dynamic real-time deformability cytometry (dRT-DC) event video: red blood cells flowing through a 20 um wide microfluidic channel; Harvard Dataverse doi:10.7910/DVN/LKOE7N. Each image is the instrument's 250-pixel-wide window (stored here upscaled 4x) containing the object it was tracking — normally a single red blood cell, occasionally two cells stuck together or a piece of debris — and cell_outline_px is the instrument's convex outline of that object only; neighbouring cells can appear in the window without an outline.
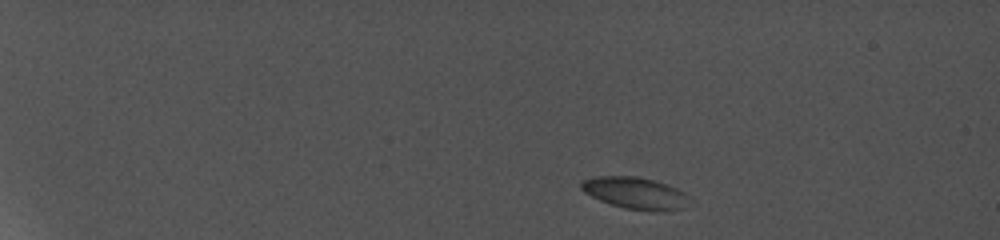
{"species": "common noctule bat (a hibernating species)", "species_latin": "Nyctalus noctula", "temperature_condition": "cold", "stored_images_in_passage": 7, "camera_frame_rate_fps": 5000, "um_per_image_px": 0.085, "animal": {"sex": "female", "body_mass_g": 19.0, "forearm_length_mm": 56.7}, "frame": {"image": 1, "passage_image": 1, "time_ms": 0.0, "image_size_px": [1000, 240], "cell_outline_px": [[696, 204], [684, 208], [664, 212], [652, 212], [624, 208], [600, 200], [584, 192], [580, 188], [580, 184], [584, 180], [596, 176], [632, 176], [652, 180], [676, 188], [684, 192]], "centroid_in_image_um": [54.09, 16.45], "position_along_channel_um": 30.9, "area_um2": 20.35}}
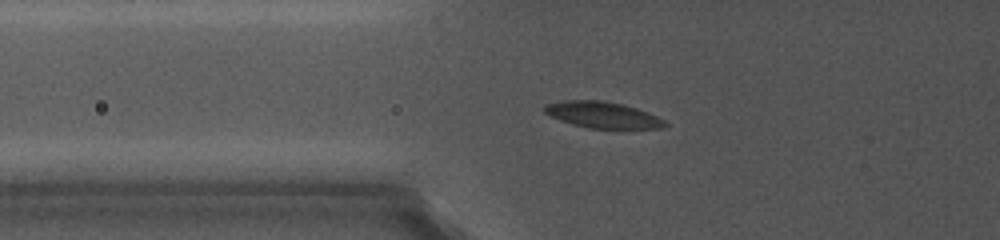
{"frame": {"image": 2, "passage_image": 5, "time_ms": 4.8, "image_size_px": [1000, 240], "cell_outline_px": [[668, 124], [660, 128], [588, 128], [572, 124], [560, 120], [544, 112], [544, 108], [548, 104], [572, 100], [596, 100], [620, 104], [636, 108], [648, 112], [664, 120]], "centroid_in_image_um": [51.24, 9.77], "position_along_channel_um": 74.6, "area_um2": 17.92}}